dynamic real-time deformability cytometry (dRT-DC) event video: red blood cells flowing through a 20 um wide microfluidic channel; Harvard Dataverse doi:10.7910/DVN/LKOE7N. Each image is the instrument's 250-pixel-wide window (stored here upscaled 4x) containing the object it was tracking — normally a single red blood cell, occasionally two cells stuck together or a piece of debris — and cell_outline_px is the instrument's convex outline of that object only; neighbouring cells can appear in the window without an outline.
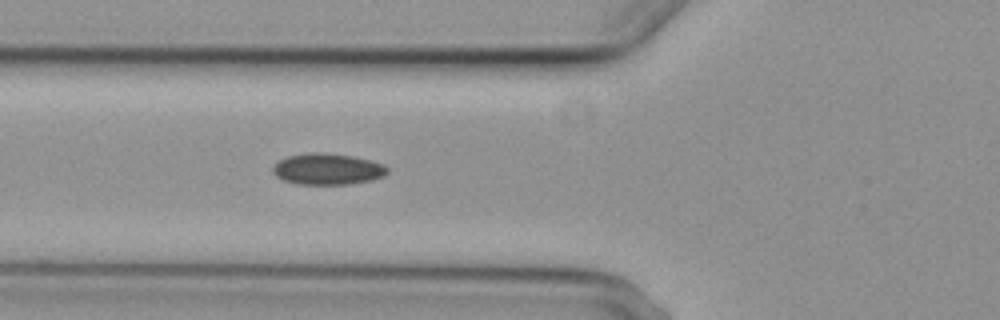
{"species": "common noctule bat (a hibernating species)", "species_latin": "Nyctalus noctula", "temperature_condition": "cold", "stored_images_in_passage": 4, "camera_frame_rate_fps": 3000, "um_per_image_px": 0.085, "animal": {"sex": "female", "body_mass_g": 29.2, "forearm_length_mm": 56.3}, "frame": {"image": 1, "passage_image": 4, "time_ms": 4.0, "image_size_px": [1000, 320], "cell_outline_px": [[388, 172], [384, 176], [372, 180], [352, 184], [296, 184], [284, 180], [276, 176], [272, 172], [272, 168], [280, 160], [288, 156], [308, 152], [324, 152], [352, 156], [372, 160], [384, 164], [388, 168]], "centroid_in_image_um": [27.87, 14.37], "position_along_channel_um": 97.9, "area_um2": 21.04}}